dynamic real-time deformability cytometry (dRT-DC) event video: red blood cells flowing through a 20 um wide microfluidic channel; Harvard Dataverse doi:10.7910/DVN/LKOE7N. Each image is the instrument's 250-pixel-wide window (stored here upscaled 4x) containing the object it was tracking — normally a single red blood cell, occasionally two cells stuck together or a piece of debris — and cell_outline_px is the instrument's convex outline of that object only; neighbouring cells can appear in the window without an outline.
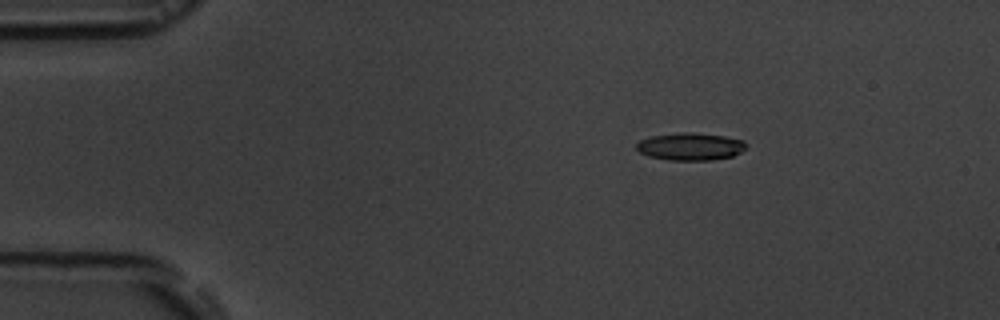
{"species": "common noctule bat (a hibernating species)", "species_latin": "Nyctalus noctula", "temperature_condition": "room temperature", "stored_images_in_passage": 5, "camera_frame_rate_fps": 3000, "um_per_image_px": 0.085, "animal": {"sex": "male", "body_mass_g": 19.5, "forearm_length_mm": 54.6}, "frame": {"image": 1, "passage_image": 3, "time_ms": 2.333, "image_size_px": [1000, 320], "cell_outline_px": [[748, 144], [740, 152], [732, 156], [712, 160], [668, 160], [648, 156], [640, 152], [636, 148], [636, 144], [640, 140], [652, 136], [684, 132], [692, 132], [724, 136], [744, 140]], "centroid_in_image_um": [58.69, 12.45], "position_along_channel_um": 26.3, "area_um2": 17.51}}